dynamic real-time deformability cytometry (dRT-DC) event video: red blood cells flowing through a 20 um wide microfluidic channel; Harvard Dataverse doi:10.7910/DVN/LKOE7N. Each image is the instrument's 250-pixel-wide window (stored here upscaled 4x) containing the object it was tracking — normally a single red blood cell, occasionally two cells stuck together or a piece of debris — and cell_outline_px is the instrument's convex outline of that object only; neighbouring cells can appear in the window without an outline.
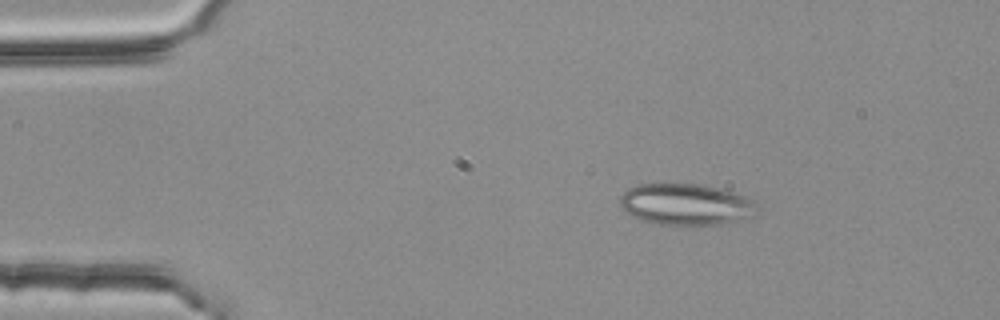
{"species": "common noctule bat (a hibernating species)", "species_latin": "Nyctalus noctula", "temperature_condition": "room temperature", "stored_images_in_passage": 3, "camera_frame_rate_fps": 3000, "um_per_image_px": 0.085, "animal": {"sex": "female", "body_mass_g": 25.1}, "frame": {"image": 1, "passage_image": 1, "time_ms": 0.0, "image_size_px": [1000, 320], "cell_outline_px": [[760, 208], [756, 216], [720, 224], [660, 224], [644, 220], [632, 216], [624, 212], [620, 208], [620, 196], [628, 188], [640, 184], [696, 184], [716, 188], [748, 196]], "centroid_in_image_um": [58.32, 17.37], "position_along_channel_um": 26.7, "area_um2": 33.0}}